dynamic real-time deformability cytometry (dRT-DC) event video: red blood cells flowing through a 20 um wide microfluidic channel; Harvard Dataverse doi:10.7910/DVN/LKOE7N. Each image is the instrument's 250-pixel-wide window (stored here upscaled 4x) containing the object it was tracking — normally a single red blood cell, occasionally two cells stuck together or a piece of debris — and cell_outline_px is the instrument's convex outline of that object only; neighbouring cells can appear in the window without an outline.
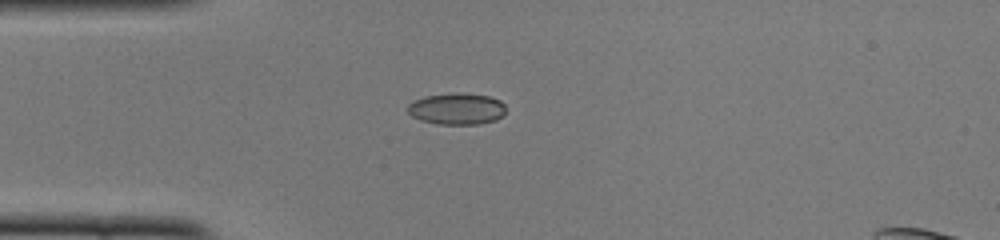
{"species": "common noctule bat (a hibernating species)", "species_latin": "Nyctalus noctula", "temperature_condition": "cold", "stored_images_in_passage": 39, "camera_frame_rate_fps": 3000, "um_per_image_px": 0.085, "animal": {"sex": "female", "body_mass_g": 22.0, "forearm_length_mm": 56.7}, "frame": {"image": 1, "passage_image": 1, "time_ms": 0.0, "image_size_px": [1000, 240], "cell_outline_px": [[504, 112], [496, 120], [480, 124], [440, 124], [420, 120], [412, 116], [408, 112], [408, 104], [412, 100], [424, 96], [488, 96], [500, 100], [504, 104]], "centroid_in_image_um": [38.8, 9.3], "position_along_channel_um": 46.2, "area_um2": 17.11}}
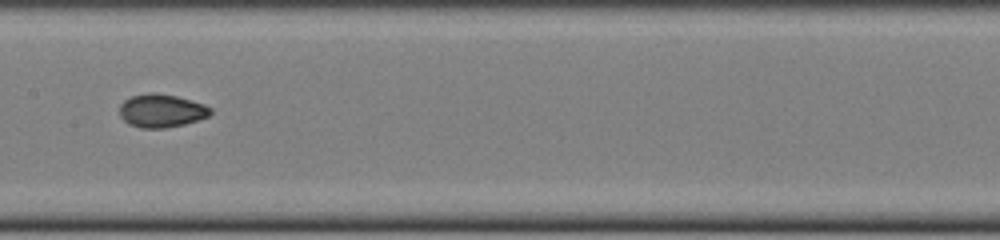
{"frame": {"image": 2, "passage_image": 13, "time_ms": 4.0, "image_size_px": [1000, 240], "cell_outline_px": [[212, 112], [208, 116], [184, 124], [164, 128], [140, 128], [128, 124], [120, 116], [120, 104], [124, 100], [132, 96], [148, 92], [152, 92], [176, 96], [204, 104], [212, 108]], "centroid_in_image_um": [13.7, 9.41], "position_along_channel_um": 193.7, "area_um2": 17.57}}
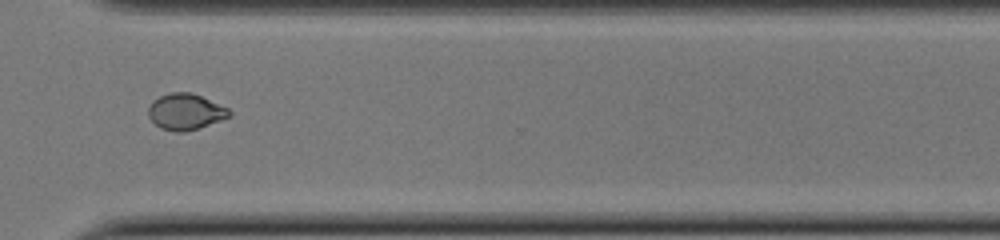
{"frame": {"image": 3, "passage_image": 25, "time_ms": 8.0, "image_size_px": [1000, 240], "cell_outline_px": [[232, 116], [184, 132], [176, 132], [160, 128], [148, 116], [148, 108], [152, 100], [160, 96], [172, 92], [188, 92], [200, 96], [228, 108], [232, 112]], "centroid_in_image_um": [15.75, 9.49], "position_along_channel_um": 354.9, "area_um2": 16.82}}